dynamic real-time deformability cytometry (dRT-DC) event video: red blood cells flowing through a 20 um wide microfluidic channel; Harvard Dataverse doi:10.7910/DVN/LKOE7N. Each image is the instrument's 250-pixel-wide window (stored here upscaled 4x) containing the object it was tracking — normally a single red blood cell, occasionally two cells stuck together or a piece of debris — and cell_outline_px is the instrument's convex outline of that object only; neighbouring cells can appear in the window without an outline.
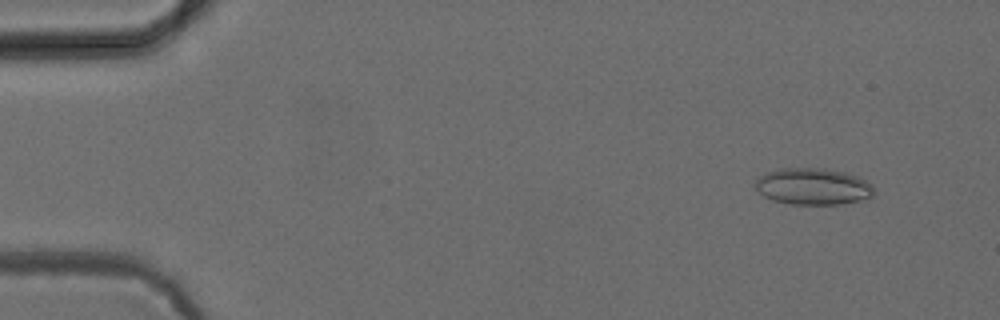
{"species": "common noctule bat (a hibernating species)", "species_latin": "Nyctalus noctula", "temperature_condition": "cold", "stored_images_in_passage": 52, "camera_frame_rate_fps": 3000, "um_per_image_px": 0.085, "animal": {"sex": "female", "body_mass_g": 24.6, "forearm_length_mm": 56.2}, "frame": {"image": 1, "passage_image": 5, "time_ms": 1.333, "image_size_px": [1000, 320], "cell_outline_px": [[876, 192], [872, 196], [860, 200], [840, 204], [792, 204], [772, 200], [764, 196], [756, 188], [756, 180], [760, 176], [768, 172], [780, 168], [824, 168], [844, 172], [856, 176], [872, 184]], "centroid_in_image_um": [69.12, 15.85], "position_along_channel_um": 15.9, "area_um2": 25.2}}
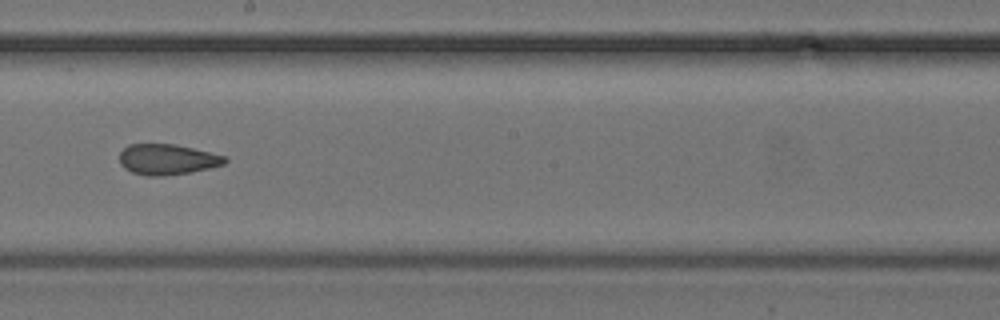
{"frame": {"image": 2, "passage_image": 30, "time_ms": 9.667, "image_size_px": [1000, 320], "cell_outline_px": [[228, 160], [224, 164], [192, 172], [164, 176], [148, 176], [132, 172], [124, 168], [120, 164], [120, 152], [128, 144], [176, 144], [224, 156]], "centroid_in_image_um": [14.19, 13.55], "position_along_channel_um": 234.0, "area_um2": 18.73}}
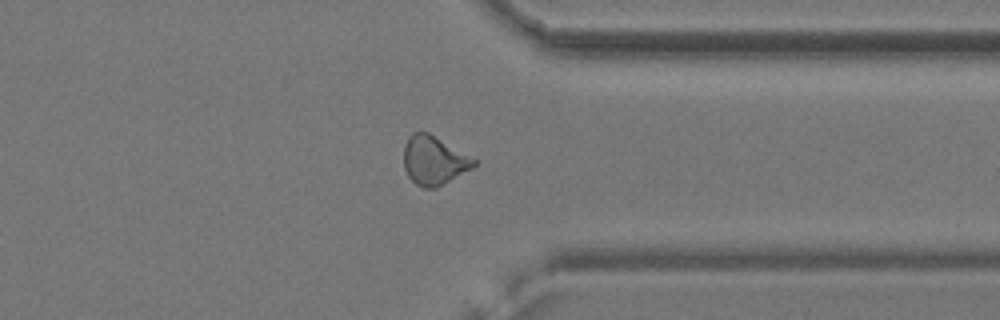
{"frame": {"image": 3, "passage_image": 41, "time_ms": 13.333, "image_size_px": [1000, 320], "cell_outline_px": [[476, 164], [472, 168], [436, 188], [420, 188], [408, 176], [404, 168], [404, 144], [408, 136], [412, 132], [428, 132], [476, 160]], "centroid_in_image_um": [36.84, 13.64], "position_along_channel_um": 374.6, "area_um2": 19.77}, "authors_computed_cell_mechanics": {"area_um2": 20.0855, "velocity_mm_per_s": 3.9214, "shape_relaxation_time_tau1_ms": null, "shape_relaxation_time_tau2_ms": 2.5889, "deformation_change_tau1": null, "deformation_change_tau2": 0.0912}}